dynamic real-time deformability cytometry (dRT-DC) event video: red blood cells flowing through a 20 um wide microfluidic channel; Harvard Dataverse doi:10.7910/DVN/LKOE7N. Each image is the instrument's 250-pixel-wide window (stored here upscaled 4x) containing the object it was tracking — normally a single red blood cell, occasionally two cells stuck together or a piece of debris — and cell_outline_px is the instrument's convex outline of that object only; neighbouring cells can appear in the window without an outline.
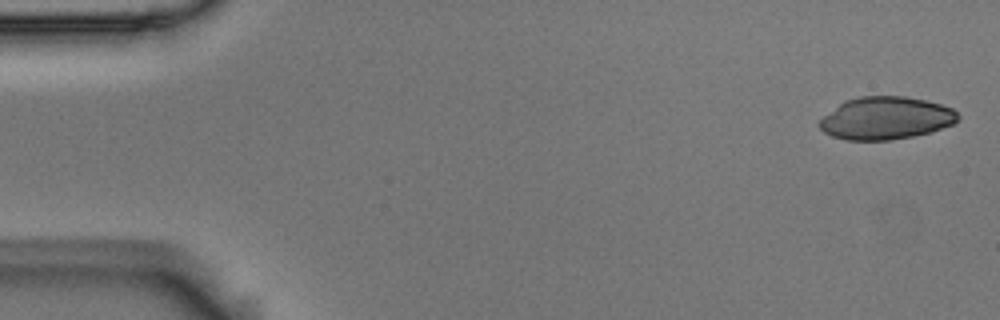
{"species": "Egyptian fruit bat (a non-hibernating species)", "species_latin": "Rousettus aegyptiacus", "temperature_condition": "room temperature", "stored_images_in_passage": 13, "camera_frame_rate_fps": 3000, "um_per_image_px": 0.085, "animal": {"sex": "male"}, "frame": {"image": 1, "passage_image": 2, "time_ms": 0.333, "image_size_px": [1000, 320], "cell_outline_px": [[960, 116], [952, 124], [932, 132], [892, 140], [844, 140], [832, 136], [824, 132], [816, 124], [824, 116], [844, 100], [860, 96], [904, 96], [924, 100], [940, 104], [952, 108]], "centroid_in_image_um": [75.27, 10.05], "position_along_channel_um": 9.7, "area_um2": 34.39}}